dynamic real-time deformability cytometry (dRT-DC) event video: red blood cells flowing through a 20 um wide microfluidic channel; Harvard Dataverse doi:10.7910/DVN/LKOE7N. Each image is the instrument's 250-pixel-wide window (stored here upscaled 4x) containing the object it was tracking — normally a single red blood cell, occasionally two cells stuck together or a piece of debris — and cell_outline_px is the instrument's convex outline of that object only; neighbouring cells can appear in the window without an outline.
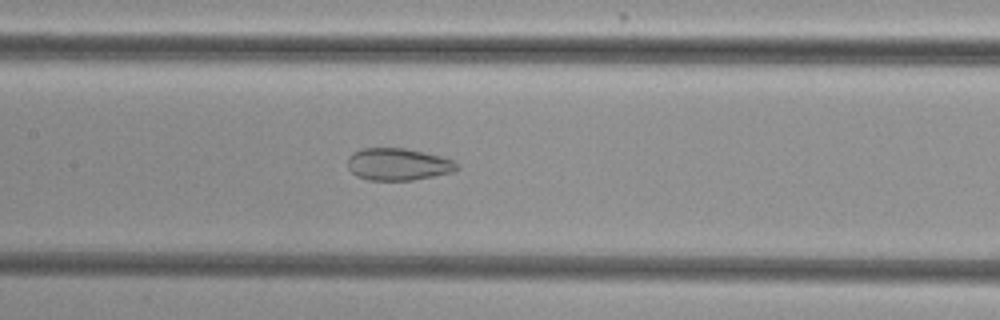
{"species": "common noctule bat (a hibernating species)", "species_latin": "Nyctalus noctula", "temperature_condition": "cold", "stored_images_in_passage": 54, "camera_frame_rate_fps": 3000, "um_per_image_px": 0.085, "animal": {"sex": "female", "body_mass_g": 29.2, "forearm_length_mm": 56.3}, "frame": {"image": 1, "passage_image": 27, "time_ms": 8.667, "image_size_px": [1000, 320], "cell_outline_px": [[460, 168], [452, 172], [412, 180], [368, 180], [356, 176], [348, 168], [348, 156], [352, 152], [360, 148], [404, 148], [440, 156], [452, 160], [460, 164]], "centroid_in_image_um": [33.81, 13.96], "position_along_channel_um": 173.6, "area_um2": 20.52}}
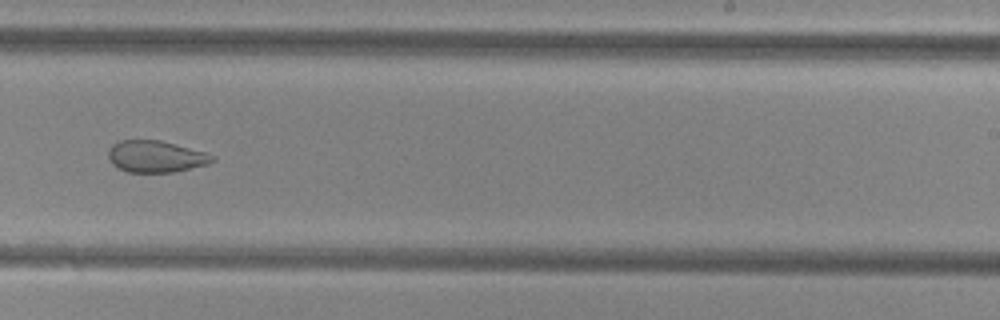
{"frame": {"image": 2, "passage_image": 35, "time_ms": 11.333, "image_size_px": [1000, 320], "cell_outline_px": [[216, 160], [208, 164], [176, 172], [128, 172], [116, 168], [112, 164], [108, 156], [108, 152], [112, 144], [120, 140], [160, 140], [204, 152], [216, 156]], "centroid_in_image_um": [13.24, 13.31], "position_along_channel_um": 275.8, "area_um2": 19.31}}
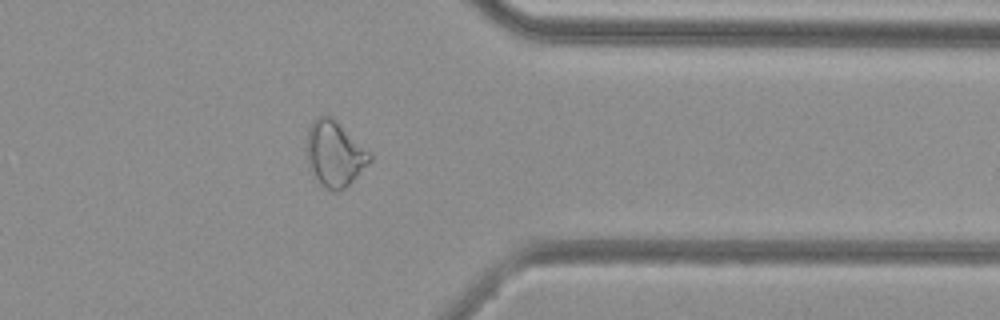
{"frame": {"image": 3, "passage_image": 44, "time_ms": 14.333, "image_size_px": [1000, 320], "cell_outline_px": [[372, 160], [344, 188], [336, 192], [332, 192], [324, 188], [320, 184], [308, 164], [308, 128], [316, 116], [328, 116], [372, 152]], "centroid_in_image_um": [28.46, 13.1], "position_along_channel_um": 382.9, "area_um2": 23.47}, "authors_computed_cell_mechanics": {"area_um2": 25.7499, "velocity_mm_per_s": 3.8438, "shape_relaxation_time_tau1_ms": null, "shape_relaxation_time_tau2_ms": 1.9112, "deformation_change_tau1": null, "deformation_change_tau2": 0.0826}}